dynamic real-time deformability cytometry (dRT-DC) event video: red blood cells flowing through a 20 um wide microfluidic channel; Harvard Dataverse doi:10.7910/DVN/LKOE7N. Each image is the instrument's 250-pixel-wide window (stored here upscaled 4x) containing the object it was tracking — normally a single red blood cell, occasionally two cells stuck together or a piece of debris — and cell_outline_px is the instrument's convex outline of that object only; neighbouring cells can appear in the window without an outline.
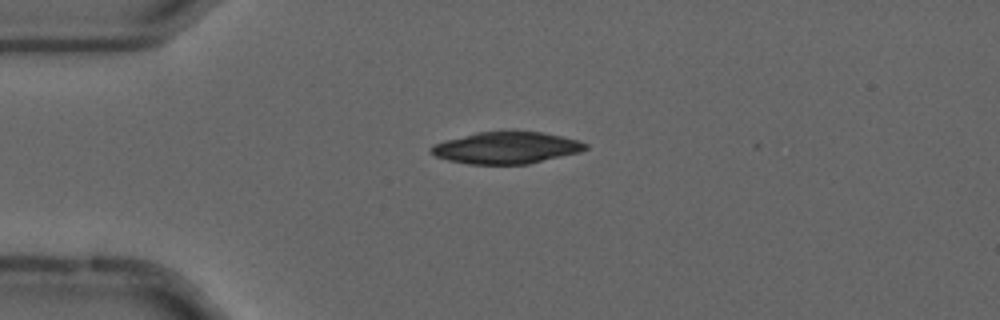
{"species": "common noctule bat (a hibernating species)", "species_latin": "Nyctalus noctula", "temperature_condition": "cold", "stored_images_in_passage": 54, "camera_frame_rate_fps": 3000, "um_per_image_px": 0.085, "animal": {"sex": "male", "forearm_length_mm": 52.5}, "frame": {"image": 1, "passage_image": 13, "time_ms": 4.0, "image_size_px": [1000, 320], "cell_outline_px": [[588, 148], [580, 152], [528, 164], [468, 164], [448, 160], [436, 156], [428, 152], [428, 148], [432, 144], [476, 132], [544, 132], [576, 140], [588, 144]], "centroid_in_image_um": [43.0, 12.57], "position_along_channel_um": 42.0, "area_um2": 28.44}}
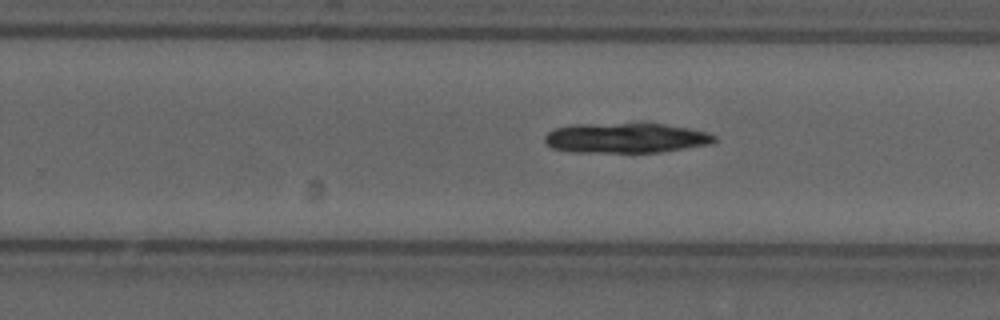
{"frame": {"image": 2, "passage_image": 34, "time_ms": 11.0, "image_size_px": [1000, 320], "cell_outline_px": [[716, 144], [660, 152], [576, 152], [552, 148], [544, 140], [544, 136], [548, 132], [556, 128], [572, 124], [640, 120], [688, 128], [708, 132], [716, 136]], "centroid_in_image_um": [53.25, 11.68], "position_along_channel_um": 276.6, "area_um2": 31.04}}
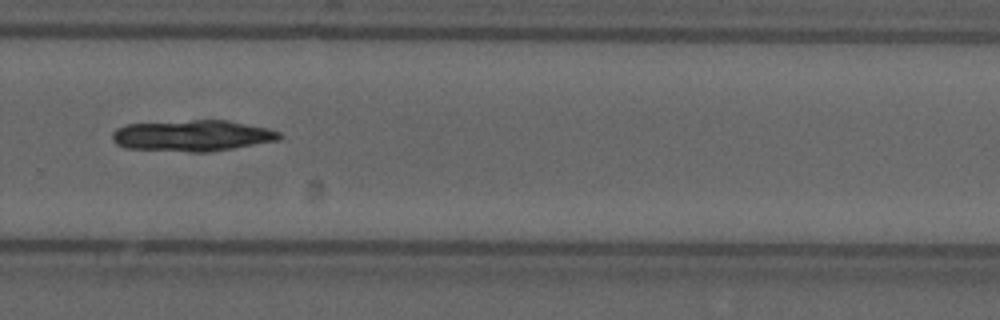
{"frame": {"image": 3, "passage_image": 37, "time_ms": 12.0, "image_size_px": [1000, 320], "cell_outline_px": [[284, 136], [276, 140], [232, 148], [208, 152], [188, 152], [124, 148], [116, 144], [112, 140], [112, 132], [116, 128], [124, 124], [192, 120], [228, 120], [268, 128], [280, 132]], "centroid_in_image_um": [16.3, 11.52], "position_along_channel_um": 313.5, "area_um2": 30.46}}